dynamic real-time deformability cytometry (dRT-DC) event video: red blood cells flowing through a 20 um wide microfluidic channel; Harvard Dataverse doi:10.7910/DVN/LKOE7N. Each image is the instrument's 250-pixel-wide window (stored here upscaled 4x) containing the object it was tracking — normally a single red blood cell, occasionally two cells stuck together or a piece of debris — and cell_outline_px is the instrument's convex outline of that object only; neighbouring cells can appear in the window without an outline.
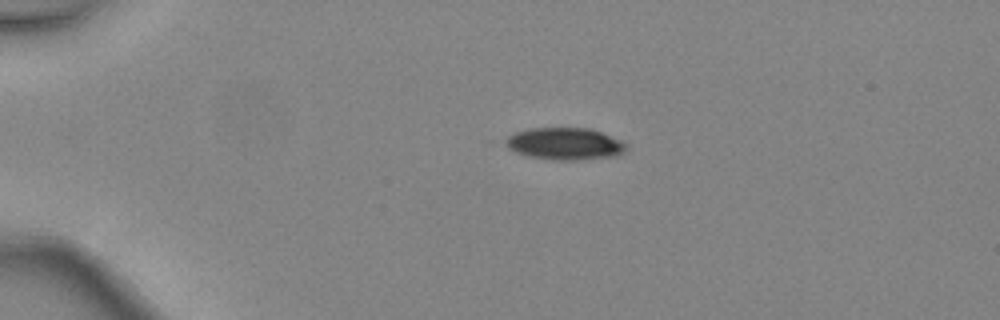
{"species": "common noctule bat (a hibernating species)", "species_latin": "Nyctalus noctula", "temperature_condition": "warm", "stored_images_in_passage": 4, "camera_frame_rate_fps": 3000, "um_per_image_px": 0.085, "animal": {"sex": "female", "body_mass_g": 24.6, "forearm_length_mm": 56.2}, "frame": {"image": 1, "passage_image": 2, "time_ms": 0.333, "image_size_px": [1000, 320], "cell_outline_px": [[628, 148], [624, 152], [616, 156], [576, 160], [552, 160], [524, 156], [512, 152], [500, 140], [516, 132], [532, 128], [588, 128], [600, 132], [620, 140], [628, 144]], "centroid_in_image_um": [47.95, 12.23], "position_along_channel_um": 37.1, "area_um2": 22.95}}